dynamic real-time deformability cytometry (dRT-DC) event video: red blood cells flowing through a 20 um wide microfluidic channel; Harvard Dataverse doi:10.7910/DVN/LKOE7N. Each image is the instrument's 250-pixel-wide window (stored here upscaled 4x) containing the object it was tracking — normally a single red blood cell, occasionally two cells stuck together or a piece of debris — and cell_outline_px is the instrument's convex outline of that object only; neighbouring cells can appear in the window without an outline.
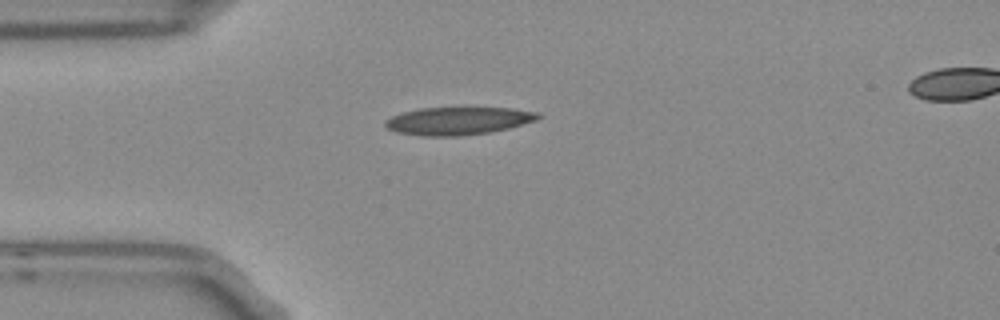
{"species": "Egyptian fruit bat (a non-hibernating species)", "species_latin": "Rousettus aegyptiacus", "temperature_condition": "room temperature", "stored_images_in_passage": 2, "segment_of_instrument_passage": [1, 2], "camera_frame_rate_fps": 3000, "um_per_image_px": 0.085, "frame": {"image": 1, "passage_image": 1, "time_ms": 0.0, "image_size_px": [1000, 320], "cell_outline_px": [[544, 116], [536, 120], [508, 128], [488, 132], [460, 136], [420, 136], [396, 132], [388, 128], [384, 124], [384, 120], [392, 116], [404, 112], [420, 108], [460, 104], [512, 108], [540, 112]], "centroid_in_image_um": [38.98, 10.21], "position_along_channel_um": 46.0, "area_um2": 26.07}}